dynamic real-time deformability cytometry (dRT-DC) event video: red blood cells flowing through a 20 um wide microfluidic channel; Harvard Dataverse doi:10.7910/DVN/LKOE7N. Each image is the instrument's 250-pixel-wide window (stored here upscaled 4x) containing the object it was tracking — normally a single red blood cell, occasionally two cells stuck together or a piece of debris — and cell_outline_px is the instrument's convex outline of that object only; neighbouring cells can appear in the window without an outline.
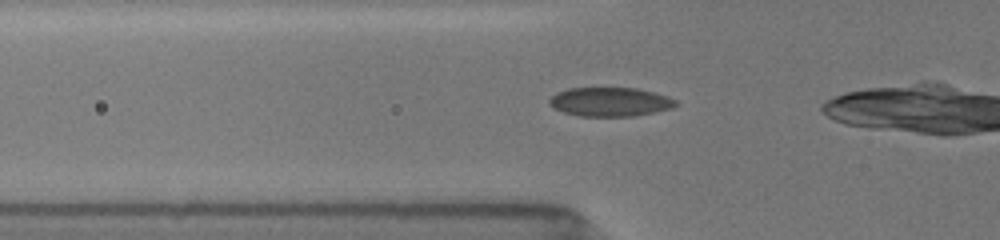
{"species": "common noctule bat (a hibernating species)", "species_latin": "Nyctalus noctula", "temperature_condition": "room temperature", "stored_images_in_passage": 22, "camera_frame_rate_fps": 3000, "um_per_image_px": 0.085, "animal": {"sex": "female", "body_mass_g": 19.5, "forearm_length_mm": 54.1}, "frame": {"image": 1, "passage_image": 14, "time_ms": 4.333, "image_size_px": [1000, 240], "cell_outline_px": [[680, 104], [672, 108], [636, 116], [580, 116], [564, 112], [548, 104], [548, 100], [556, 92], [568, 88], [636, 88], [668, 96], [676, 100]], "centroid_in_image_um": [51.87, 8.66], "position_along_channel_um": 73.9, "area_um2": 21.39}}
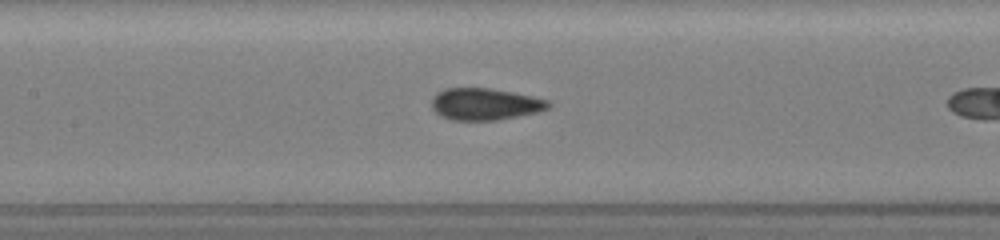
{"frame": {"image": 2, "passage_image": 21, "time_ms": 6.667, "image_size_px": [1000, 240], "cell_outline_px": [[552, 104], [548, 108], [536, 112], [496, 120], [452, 120], [440, 116], [432, 108], [432, 96], [436, 92], [444, 88], [492, 88], [532, 96], [548, 100]], "centroid_in_image_um": [41.18, 8.84], "position_along_channel_um": 166.2, "area_um2": 21.68}}